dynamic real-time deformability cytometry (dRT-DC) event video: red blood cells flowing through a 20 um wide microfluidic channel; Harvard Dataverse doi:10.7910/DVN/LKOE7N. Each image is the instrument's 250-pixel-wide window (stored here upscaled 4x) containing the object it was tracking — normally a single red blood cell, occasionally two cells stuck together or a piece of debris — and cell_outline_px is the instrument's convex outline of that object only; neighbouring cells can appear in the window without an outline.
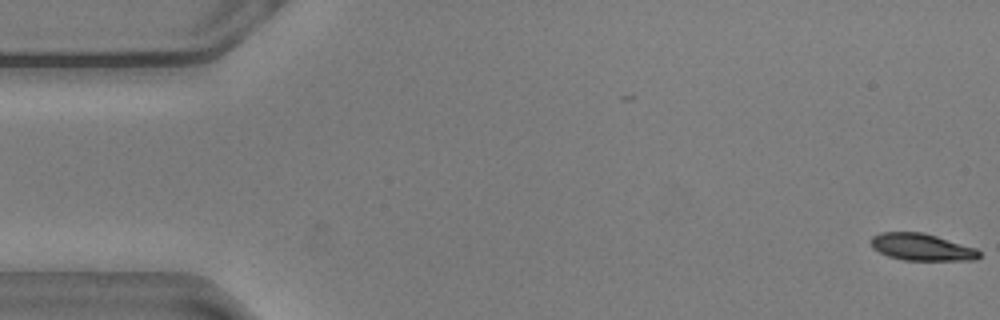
{"species": "common noctule bat (a hibernating species)", "species_latin": "Nyctalus noctula", "temperature_condition": "warm", "stored_images_in_passage": 27, "camera_frame_rate_fps": 3000, "um_per_image_px": 0.085, "animal": {"sex": "male", "body_mass_g": 20.5, "forearm_length_mm": 52.5}, "frame": {"image": 1, "passage_image": 1, "time_ms": 0.0, "image_size_px": [1000, 320], "cell_outline_px": [[980, 256], [976, 260], [904, 260], [888, 256], [872, 248], [872, 236], [880, 232], [924, 232], [976, 248], [980, 252]], "centroid_in_image_um": [78.35, 21.0], "position_along_channel_um": 6.6, "area_um2": 16.99}}
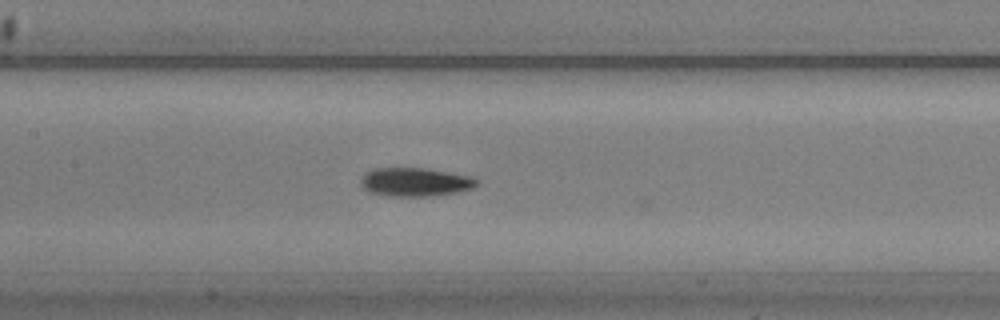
{"frame": {"image": 2, "passage_image": 26, "time_ms": 8.333, "image_size_px": [1000, 320], "cell_outline_px": [[480, 180], [472, 188], [456, 192], [432, 196], [388, 196], [368, 192], [360, 184], [360, 180], [364, 172], [372, 168], [424, 168], [472, 176]], "centroid_in_image_um": [35.25, 15.47], "position_along_channel_um": 172.2, "area_um2": 19.48}}